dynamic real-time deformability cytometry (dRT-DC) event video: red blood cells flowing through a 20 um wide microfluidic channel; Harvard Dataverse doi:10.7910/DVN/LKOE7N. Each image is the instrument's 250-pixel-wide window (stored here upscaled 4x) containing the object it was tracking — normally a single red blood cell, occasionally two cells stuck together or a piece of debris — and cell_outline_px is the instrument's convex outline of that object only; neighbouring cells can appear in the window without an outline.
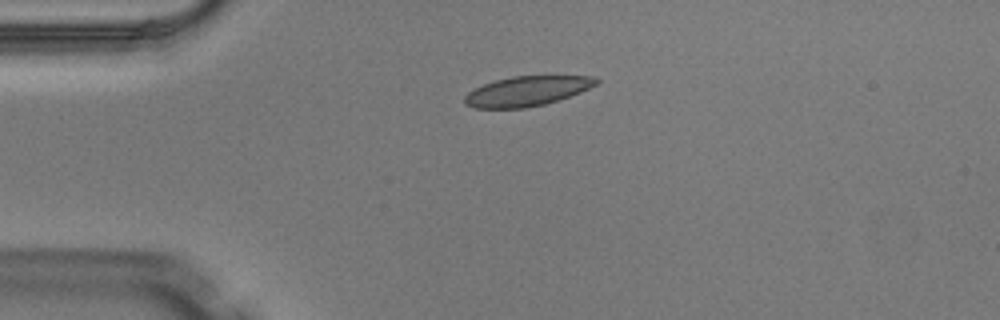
{"species": "Egyptian fruit bat (a non-hibernating species)", "species_latin": "Rousettus aegyptiacus", "temperature_condition": "warm", "stored_images_in_passage": 6, "camera_frame_rate_fps": 3000, "um_per_image_px": 0.085, "animal": {"sex": "male"}, "frame": {"image": 1, "passage_image": 4, "time_ms": 1.0, "image_size_px": [1000, 320], "cell_outline_px": [[600, 80], [596, 84], [580, 92], [560, 100], [544, 104], [524, 108], [476, 108], [464, 104], [464, 96], [468, 92], [484, 84], [496, 80], [512, 76], [596, 76]], "centroid_in_image_um": [44.79, 7.74], "position_along_channel_um": 40.2, "area_um2": 22.77}}